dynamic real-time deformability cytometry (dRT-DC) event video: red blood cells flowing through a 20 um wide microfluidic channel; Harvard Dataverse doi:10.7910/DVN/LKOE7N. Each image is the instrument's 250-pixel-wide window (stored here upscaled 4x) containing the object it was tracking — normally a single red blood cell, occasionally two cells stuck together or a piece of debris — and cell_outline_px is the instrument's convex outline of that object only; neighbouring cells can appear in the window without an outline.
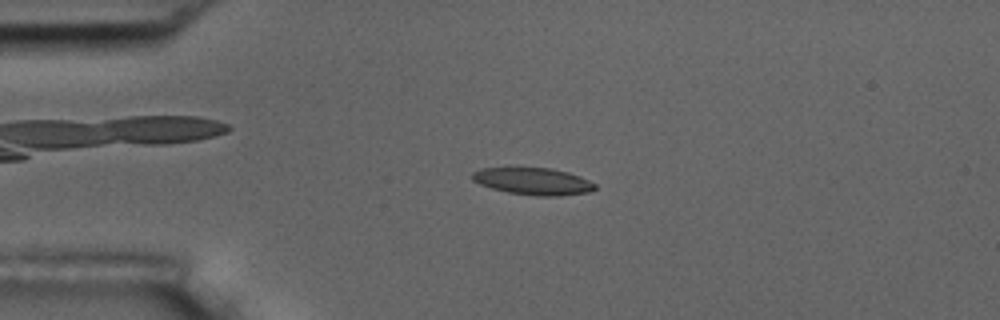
{"species": "common noctule bat (a hibernating species)", "species_latin": "Nyctalus noctula", "temperature_condition": "room temperature", "stored_images_in_passage": 56, "camera_frame_rate_fps": 3000, "um_per_image_px": 0.085, "animal": {"sex": "male", "body_mass_g": 17.5, "forearm_length_mm": 52.3}, "frame": {"image": 1, "passage_image": 13, "time_ms": 4.0, "image_size_px": [1000, 320], "cell_outline_px": [[596, 188], [588, 192], [560, 196], [536, 196], [508, 192], [492, 188], [480, 184], [472, 180], [468, 176], [472, 172], [480, 168], [552, 168], [568, 172], [580, 176], [596, 184]], "centroid_in_image_um": [45.29, 15.41], "position_along_channel_um": 39.7, "area_um2": 19.42}}
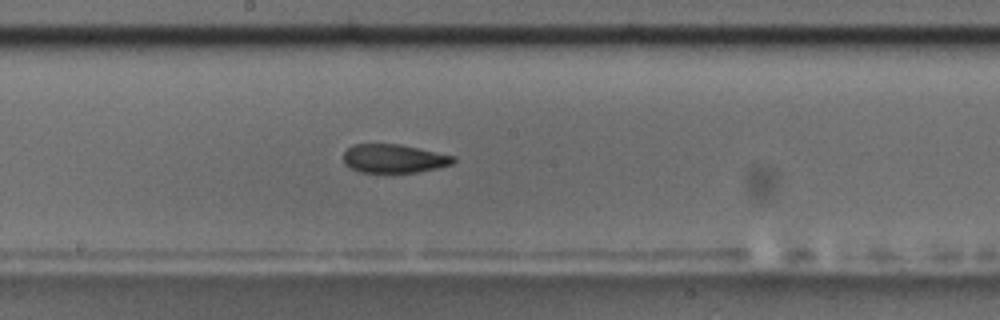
{"frame": {"image": 2, "passage_image": 30, "time_ms": 9.667, "image_size_px": [1000, 320], "cell_outline_px": [[456, 160], [452, 164], [436, 168], [416, 172], [360, 172], [344, 164], [344, 152], [352, 144], [400, 144], [456, 156]], "centroid_in_image_um": [33.49, 13.47], "position_along_channel_um": 214.7, "area_um2": 18.26}}
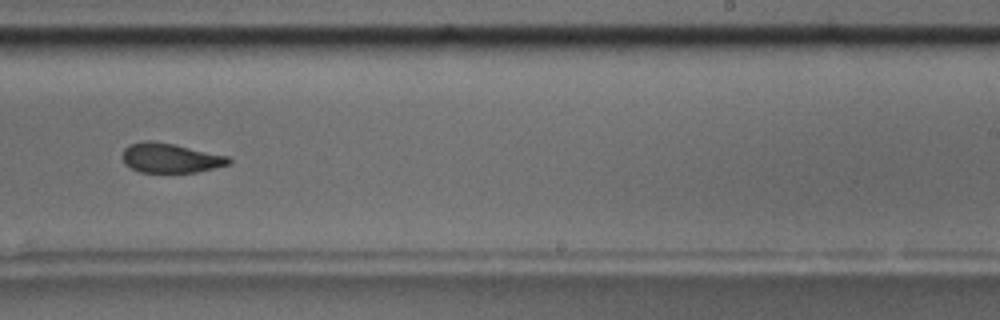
{"frame": {"image": 3, "passage_image": 35, "time_ms": 11.333, "image_size_px": [1000, 320], "cell_outline_px": [[232, 160], [228, 164], [196, 172], [140, 172], [124, 164], [124, 148], [132, 144], [144, 140], [148, 140], [172, 144], [228, 156]], "centroid_in_image_um": [14.47, 13.43], "position_along_channel_um": 274.5, "area_um2": 17.86}, "authors_computed_cell_mechanics": {"area_um2": 19.1896, "velocity_mm_per_s": 3.5957, "shape_relaxation_time_tau1_ms": 4.3134, "shape_relaxation_time_tau2_ms": 2.69, "deformation_change_tau1": 0.1368, "deformation_change_tau2": 0.0908}}